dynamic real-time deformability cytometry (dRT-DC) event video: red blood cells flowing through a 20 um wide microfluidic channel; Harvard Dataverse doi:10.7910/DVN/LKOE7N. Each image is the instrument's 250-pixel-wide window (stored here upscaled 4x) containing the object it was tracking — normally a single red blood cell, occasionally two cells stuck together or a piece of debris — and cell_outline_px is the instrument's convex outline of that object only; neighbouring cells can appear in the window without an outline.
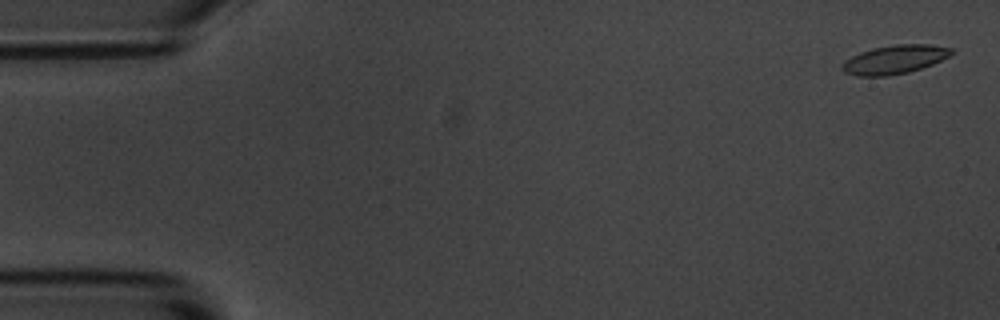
{"species": "common noctule bat (a hibernating species)", "species_latin": "Nyctalus noctula", "temperature_condition": "room temperature", "stored_images_in_passage": 5, "camera_frame_rate_fps": 3000, "um_per_image_px": 0.085, "animal": {"sex": "male", "body_mass_g": 20.1, "forearm_length_mm": 53.5}, "frame": {"image": 1, "passage_image": 1, "time_ms": 0.0, "image_size_px": [1000, 320], "cell_outline_px": [[956, 52], [932, 64], [908, 72], [888, 76], [856, 76], [844, 72], [840, 68], [840, 64], [844, 60], [860, 52], [872, 48], [896, 44], [932, 44], [952, 48]], "centroid_in_image_um": [76.01, 5.05], "position_along_channel_um": 9.0, "area_um2": 18.44}}
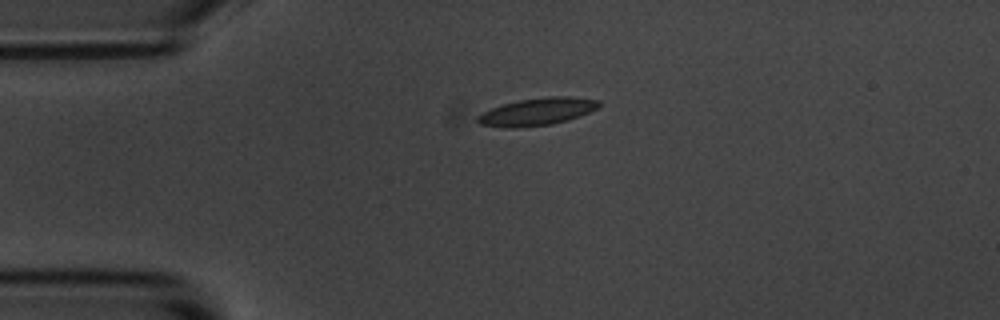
{"frame": {"image": 2, "passage_image": 4, "time_ms": 3.667, "image_size_px": [1000, 320], "cell_outline_px": [[600, 108], [580, 116], [568, 120], [552, 124], [512, 128], [504, 128], [480, 124], [476, 120], [476, 116], [492, 108], [504, 104], [520, 100], [548, 96], [568, 96], [600, 100]], "centroid_in_image_um": [45.7, 9.49], "position_along_channel_um": 39.3, "area_um2": 19.42}}
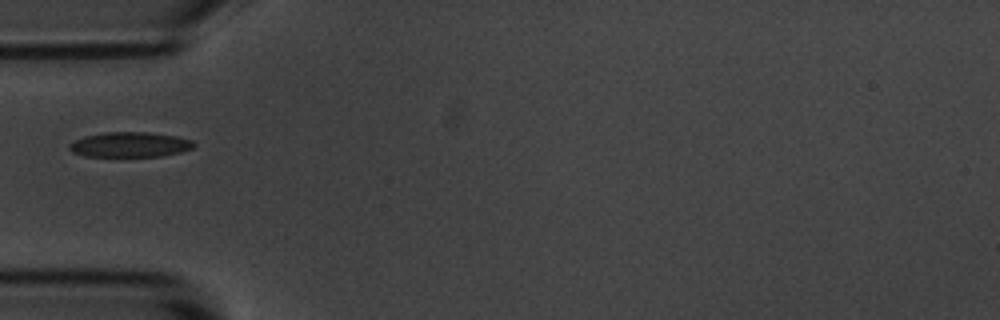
{"frame": {"image": 3, "passage_image": 5, "time_ms": 5.333, "image_size_px": [1000, 320], "cell_outline_px": [[196, 144], [192, 148], [180, 152], [164, 156], [84, 156], [72, 152], [68, 148], [68, 144], [84, 136], [104, 132], [148, 132], [176, 136], [192, 140]], "centroid_in_image_um": [11.04, 12.29], "position_along_channel_um": 74.0, "area_um2": 18.21}}